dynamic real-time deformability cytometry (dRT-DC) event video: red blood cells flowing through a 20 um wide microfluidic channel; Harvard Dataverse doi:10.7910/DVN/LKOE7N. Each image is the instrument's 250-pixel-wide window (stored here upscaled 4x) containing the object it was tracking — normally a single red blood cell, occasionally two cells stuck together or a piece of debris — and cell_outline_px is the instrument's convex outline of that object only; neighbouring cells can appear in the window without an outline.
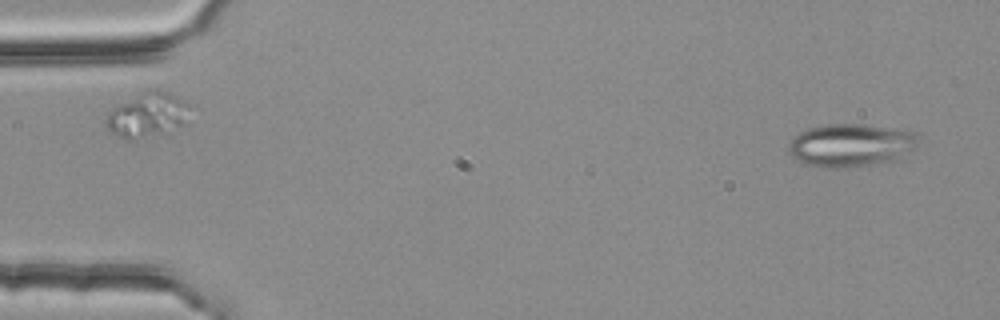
{"species": "common noctule bat (a hibernating species)", "species_latin": "Nyctalus noctula", "temperature_condition": "room temperature", "stored_images_in_passage": 2, "camera_frame_rate_fps": 3000, "um_per_image_px": 0.085, "animal": {"sex": "female", "body_mass_g": 25.1}, "frame": {"image": 1, "passage_image": 2, "time_ms": 0.333, "image_size_px": [1000, 320], "cell_outline_px": [[920, 132], [916, 148], [896, 160], [884, 164], [836, 168], [824, 168], [808, 164], [792, 156], [788, 152], [788, 144], [792, 136], [808, 128], [824, 124], [860, 124], [908, 128]], "centroid_in_image_um": [72.41, 12.32], "position_along_channel_um": 12.6, "area_um2": 33.52}}